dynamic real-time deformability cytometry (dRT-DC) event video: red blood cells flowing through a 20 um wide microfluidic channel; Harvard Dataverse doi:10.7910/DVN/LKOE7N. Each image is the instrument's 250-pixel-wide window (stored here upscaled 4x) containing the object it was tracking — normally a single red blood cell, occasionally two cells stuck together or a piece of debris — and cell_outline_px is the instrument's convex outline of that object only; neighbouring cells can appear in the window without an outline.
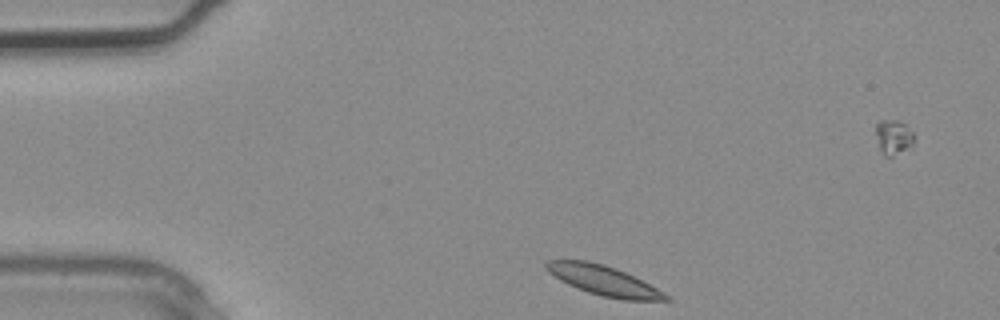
{"species": "common noctule bat (a hibernating species)", "species_latin": "Nyctalus noctula", "temperature_condition": "warm", "stored_images_in_passage": 2, "camera_frame_rate_fps": 3000, "um_per_image_px": 0.085, "animal": {"sex": "male", "body_mass_g": 20.4}, "frame": {"image": 1, "passage_image": 1, "time_ms": 0.0, "image_size_px": [1000, 320], "cell_outline_px": [[672, 300], [620, 300], [588, 292], [568, 284], [560, 280], [548, 272], [544, 268], [544, 264], [548, 260], [588, 260], [604, 264], [616, 268], [672, 296]], "centroid_in_image_um": [51.29, 23.84], "position_along_channel_um": 33.7, "area_um2": 20.63}}
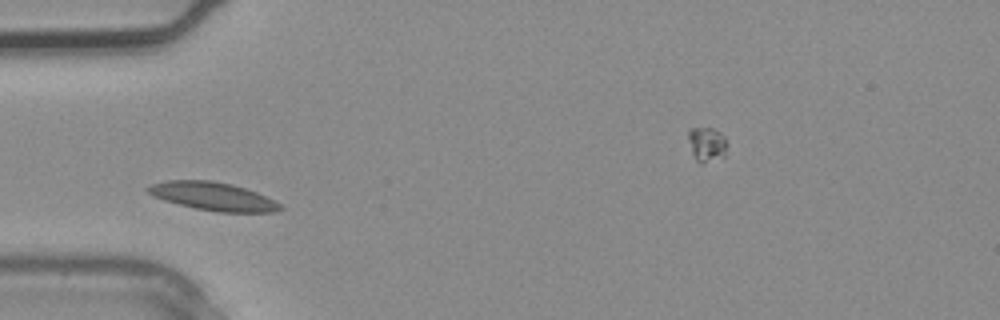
{"frame": {"image": 2, "passage_image": 2, "time_ms": 0.333, "image_size_px": [1000, 320], "cell_outline_px": [[284, 208], [272, 212], [216, 212], [196, 208], [164, 200], [152, 196], [144, 188], [152, 184], [168, 180], [212, 180], [232, 184], [256, 192], [280, 204]], "centroid_in_image_um": [18.07, 16.68], "position_along_channel_um": 66.9, "area_um2": 21.56}}